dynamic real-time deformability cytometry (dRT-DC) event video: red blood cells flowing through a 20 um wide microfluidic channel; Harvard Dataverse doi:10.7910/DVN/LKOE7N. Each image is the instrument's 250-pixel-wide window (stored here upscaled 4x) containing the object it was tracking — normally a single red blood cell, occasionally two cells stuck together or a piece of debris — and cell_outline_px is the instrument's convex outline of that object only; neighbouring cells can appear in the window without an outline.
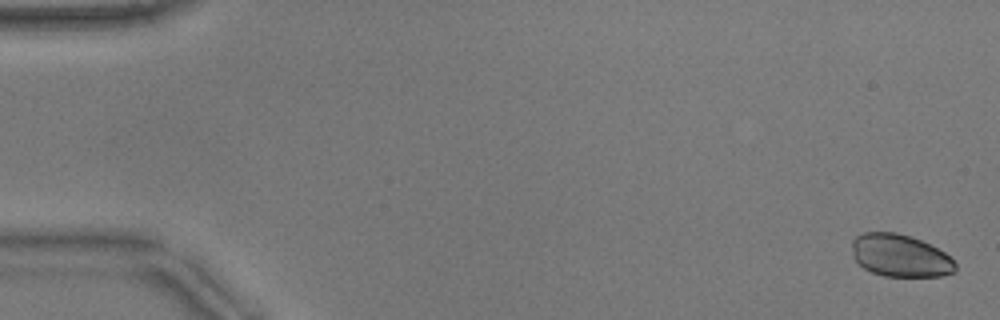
{"species": "common noctule bat (a hibernating species)", "species_latin": "Nyctalus noctula", "temperature_condition": "warm", "stored_images_in_passage": 15, "camera_frame_rate_fps": 3000, "um_per_image_px": 0.085, "animal": {"sex": "male", "body_mass_g": 17.9}, "frame": {"image": 1, "passage_image": 1, "time_ms": 0.0, "image_size_px": [1000, 320], "cell_outline_px": [[956, 268], [952, 272], [940, 276], [884, 276], [872, 272], [864, 268], [852, 256], [852, 240], [856, 236], [864, 232], [896, 232], [920, 240], [944, 252], [956, 264]], "centroid_in_image_um": [76.47, 21.72], "position_along_channel_um": 8.5, "area_um2": 25.32}}
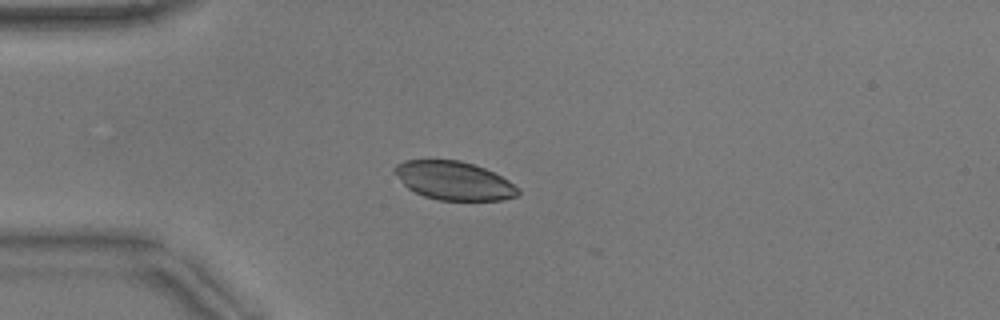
{"frame": {"image": 2, "passage_image": 14, "time_ms": 4.333, "image_size_px": [1000, 320], "cell_outline_px": [[520, 192], [516, 196], [500, 200], [440, 200], [424, 196], [408, 188], [392, 172], [392, 168], [396, 164], [404, 160], [460, 160], [484, 168], [508, 180], [520, 188]], "centroid_in_image_um": [38.56, 15.35], "position_along_channel_um": 46.4, "area_um2": 27.63}}